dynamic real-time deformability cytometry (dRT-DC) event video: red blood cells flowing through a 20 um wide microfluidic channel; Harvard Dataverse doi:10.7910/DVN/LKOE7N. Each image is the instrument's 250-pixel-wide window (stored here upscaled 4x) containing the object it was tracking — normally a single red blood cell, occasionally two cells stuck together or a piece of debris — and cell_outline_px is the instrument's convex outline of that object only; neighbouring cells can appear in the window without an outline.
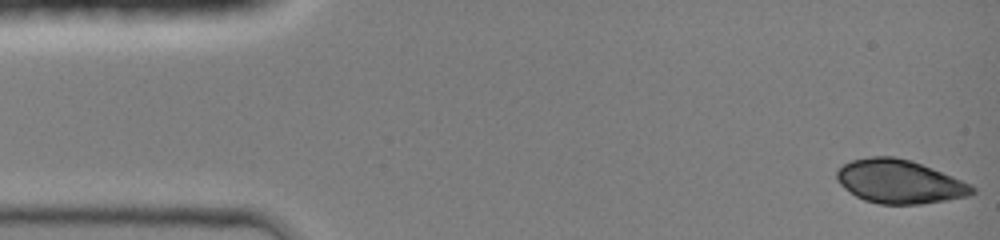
{"species": "common noctule bat (a hibernating species)", "species_latin": "Nyctalus noctula", "temperature_condition": "room temperature", "stored_images_in_passage": 44, "camera_frame_rate_fps": 3000, "um_per_image_px": 0.085, "animal": {"sex": "female", "body_mass_g": 19.0, "forearm_length_mm": 51.5}, "frame": {"image": 1, "passage_image": 1, "time_ms": 0.0, "image_size_px": [1000, 240], "cell_outline_px": [[976, 192], [968, 196], [920, 204], [880, 204], [864, 200], [856, 196], [844, 188], [836, 180], [836, 172], [844, 164], [852, 160], [872, 156], [892, 156], [912, 160], [972, 184], [976, 188]], "centroid_in_image_um": [76.46, 15.43], "position_along_channel_um": 8.5, "area_um2": 34.39}}